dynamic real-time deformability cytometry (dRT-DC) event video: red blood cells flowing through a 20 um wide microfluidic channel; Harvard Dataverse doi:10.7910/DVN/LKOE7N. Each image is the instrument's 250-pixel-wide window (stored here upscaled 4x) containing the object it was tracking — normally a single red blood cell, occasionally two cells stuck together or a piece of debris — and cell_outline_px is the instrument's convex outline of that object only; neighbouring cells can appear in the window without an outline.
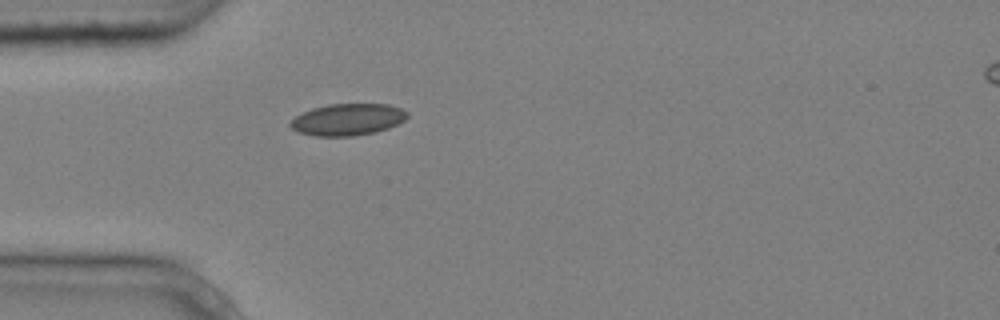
{"species": "common noctule bat (a hibernating species)", "species_latin": "Nyctalus noctula", "temperature_condition": "cold", "stored_images_in_passage": 1, "camera_frame_rate_fps": 3000, "um_per_image_px": 0.085, "animal": {"sex": "male", "body_mass_g": 20.4}, "frame": {"image": 1, "passage_image": 1, "time_ms": 0.0, "image_size_px": [1000, 320], "cell_outline_px": [[408, 116], [404, 120], [388, 128], [376, 132], [352, 136], [316, 136], [300, 132], [292, 128], [288, 124], [296, 116], [312, 108], [328, 104], [388, 104], [400, 108], [408, 112]], "centroid_in_image_um": [29.56, 10.15], "position_along_channel_um": 55.4, "area_um2": 21.5}}